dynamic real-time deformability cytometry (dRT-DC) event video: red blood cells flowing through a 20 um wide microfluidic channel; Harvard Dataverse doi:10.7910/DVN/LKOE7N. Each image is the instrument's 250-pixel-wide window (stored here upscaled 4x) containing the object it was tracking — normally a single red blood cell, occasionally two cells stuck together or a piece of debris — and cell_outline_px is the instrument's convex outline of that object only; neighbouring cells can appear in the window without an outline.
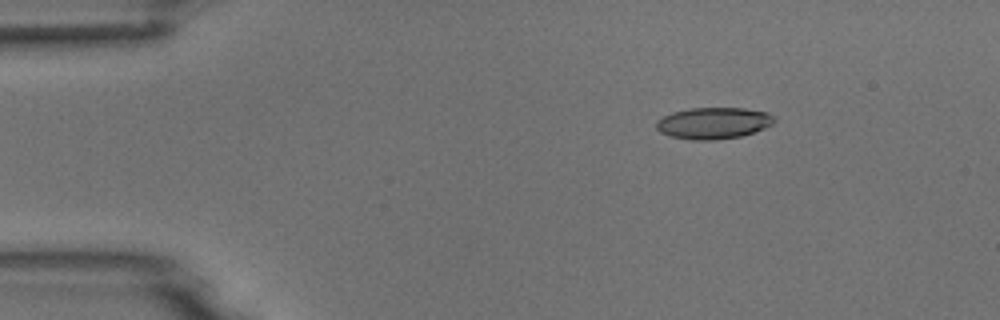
{"species": "common noctule bat (a hibernating species)", "species_latin": "Nyctalus noctula", "temperature_condition": "room temperature", "stored_images_in_passage": 5, "camera_frame_rate_fps": 3000, "um_per_image_px": 0.085, "animal": {"sex": "male", "body_mass_g": 18.8}, "frame": {"image": 1, "passage_image": 3, "time_ms": 2.333, "image_size_px": [1000, 320], "cell_outline_px": [[776, 120], [772, 124], [764, 128], [740, 136], [712, 140], [692, 140], [672, 136], [660, 132], [656, 128], [656, 120], [672, 112], [688, 108], [744, 108], [768, 112]], "centroid_in_image_um": [60.62, 10.45], "position_along_channel_um": 24.4, "area_um2": 21.56}}